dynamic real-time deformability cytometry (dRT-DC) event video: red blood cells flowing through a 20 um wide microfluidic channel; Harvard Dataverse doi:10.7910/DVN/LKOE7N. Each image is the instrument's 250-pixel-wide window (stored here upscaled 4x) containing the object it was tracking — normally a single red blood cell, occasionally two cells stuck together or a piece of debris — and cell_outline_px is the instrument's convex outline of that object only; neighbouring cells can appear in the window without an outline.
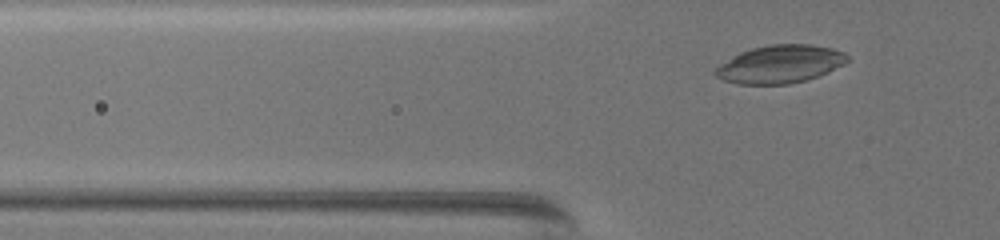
{"species": "common noctule bat (a hibernating species)", "species_latin": "Nyctalus noctula", "temperature_condition": "warm", "stored_images_in_passage": 48, "camera_frame_rate_fps": 3000, "um_per_image_px": 0.085, "animal": {"sex": "female", "body_mass_g": 19.5, "forearm_length_mm": 54.1}, "frame": {"image": 1, "passage_image": 11, "time_ms": 3.333, "image_size_px": [1000, 240], "cell_outline_px": [[848, 60], [844, 64], [828, 72], [804, 80], [788, 84], [740, 84], [724, 80], [716, 76], [712, 72], [720, 64], [732, 56], [740, 52], [752, 48], [768, 44], [808, 44], [832, 48], [844, 52], [848, 56]], "centroid_in_image_um": [66.29, 5.44], "position_along_channel_um": 59.5, "area_um2": 29.07}}
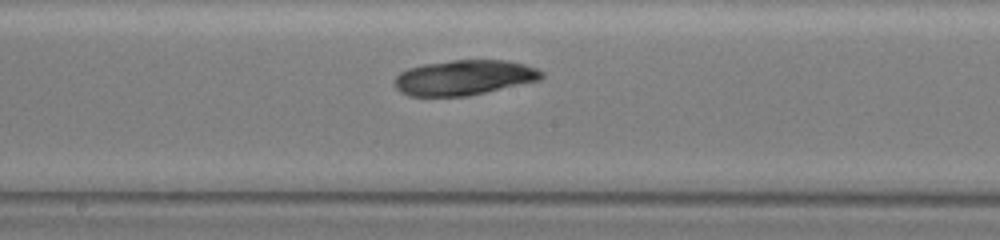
{"frame": {"image": 2, "passage_image": 27, "time_ms": 8.667, "image_size_px": [1000, 240], "cell_outline_px": [[544, 76], [540, 80], [468, 96], [408, 96], [400, 92], [396, 88], [396, 76], [400, 72], [408, 68], [424, 64], [452, 60], [504, 60], [524, 64], [536, 68], [544, 72]], "centroid_in_image_um": [39.46, 6.59], "position_along_channel_um": 208.7, "area_um2": 30.06}}
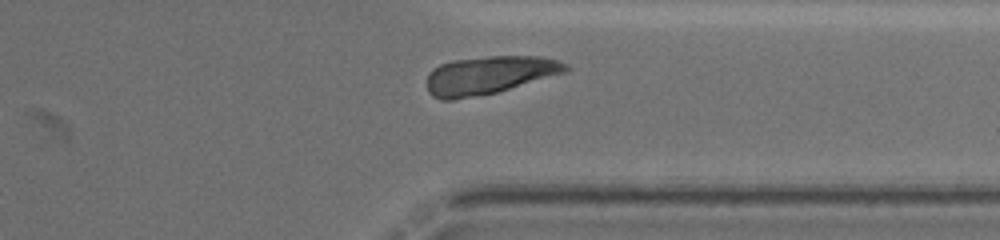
{"frame": {"image": 3, "passage_image": 43, "time_ms": 14.0, "image_size_px": [1000, 240], "cell_outline_px": [[572, 68], [568, 72], [496, 92], [452, 100], [440, 100], [432, 96], [428, 92], [428, 72], [432, 68], [440, 64], [452, 60], [488, 56], [540, 56], [556, 60], [568, 64]], "centroid_in_image_um": [41.59, 6.37], "position_along_channel_um": 369.8, "area_um2": 30.92}, "authors_computed_cell_mechanics": {"area_um2": 29.9115, "velocity_mm_per_s": 3.0214, "shape_relaxation_time_tau1_ms": 4.0996, "shape_relaxation_time_tau2_ms": null, "deformation_change_tau1": 0.0575, "deformation_change_tau2": null}}